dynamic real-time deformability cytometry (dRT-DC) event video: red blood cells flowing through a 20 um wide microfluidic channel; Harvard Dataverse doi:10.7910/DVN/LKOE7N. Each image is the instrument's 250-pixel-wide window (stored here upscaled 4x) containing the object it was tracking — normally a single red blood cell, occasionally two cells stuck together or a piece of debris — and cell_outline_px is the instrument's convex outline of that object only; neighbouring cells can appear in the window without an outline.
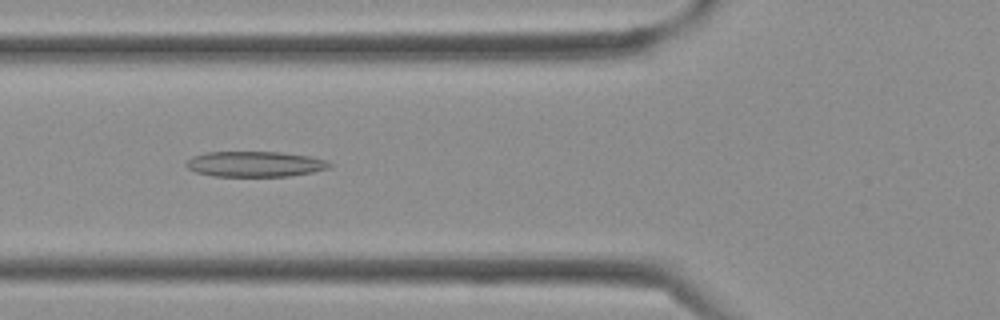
{"species": "Egyptian fruit bat (a non-hibernating species)", "species_latin": "Rousettus aegyptiacus", "temperature_condition": "cold", "stored_images_in_passage": 37, "camera_frame_rate_fps": 3000, "um_per_image_px": 0.085, "frame": {"image": 1, "passage_image": 13, "time_ms": 4.0, "image_size_px": [1000, 320], "cell_outline_px": [[332, 164], [328, 168], [312, 172], [288, 176], [212, 176], [196, 172], [188, 168], [184, 164], [192, 156], [208, 152], [280, 152], [308, 156], [328, 160]], "centroid_in_image_um": [21.66, 13.94], "position_along_channel_um": 104.1, "area_um2": 21.21}}
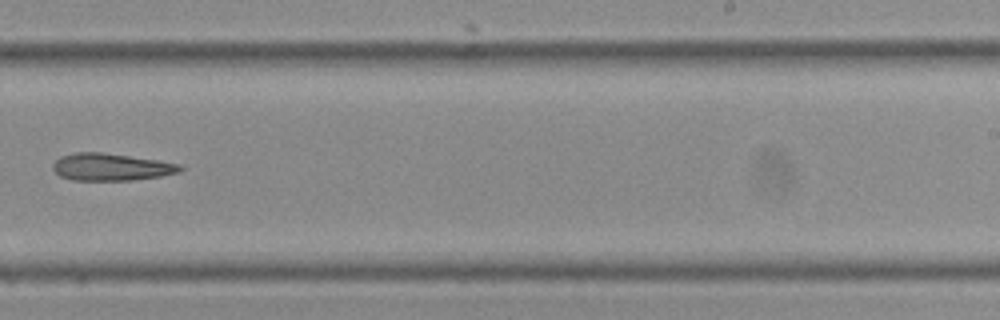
{"frame": {"image": 2, "passage_image": 23, "time_ms": 7.333, "image_size_px": [1000, 320], "cell_outline_px": [[184, 168], [180, 172], [160, 176], [132, 180], [72, 180], [60, 176], [52, 168], [52, 164], [60, 156], [76, 152], [100, 152], [156, 160], [180, 164]], "centroid_in_image_um": [9.42, 14.2], "position_along_channel_um": 279.6, "area_um2": 20.06}}
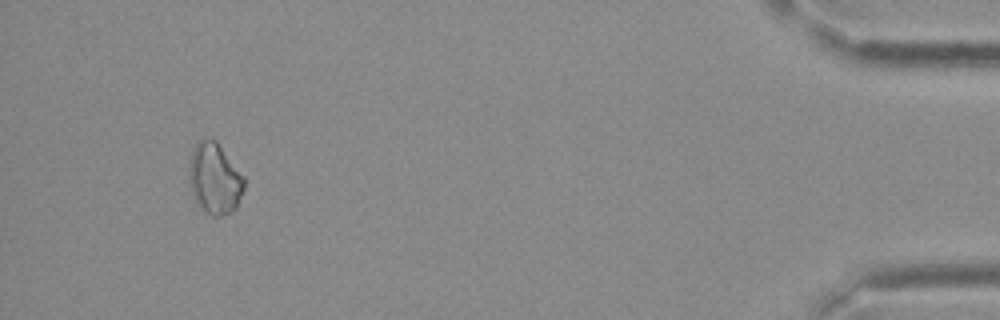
{"frame": {"image": 3, "passage_image": 35, "time_ms": 11.333, "image_size_px": [1000, 320], "cell_outline_px": [[244, 188], [236, 208], [232, 212], [220, 216], [212, 216], [200, 208], [188, 184], [188, 168], [192, 148], [200, 140], [216, 140], [244, 176]], "centroid_in_image_um": [18.23, 15.19], "position_along_channel_um": 417.0, "area_um2": 22.89}}